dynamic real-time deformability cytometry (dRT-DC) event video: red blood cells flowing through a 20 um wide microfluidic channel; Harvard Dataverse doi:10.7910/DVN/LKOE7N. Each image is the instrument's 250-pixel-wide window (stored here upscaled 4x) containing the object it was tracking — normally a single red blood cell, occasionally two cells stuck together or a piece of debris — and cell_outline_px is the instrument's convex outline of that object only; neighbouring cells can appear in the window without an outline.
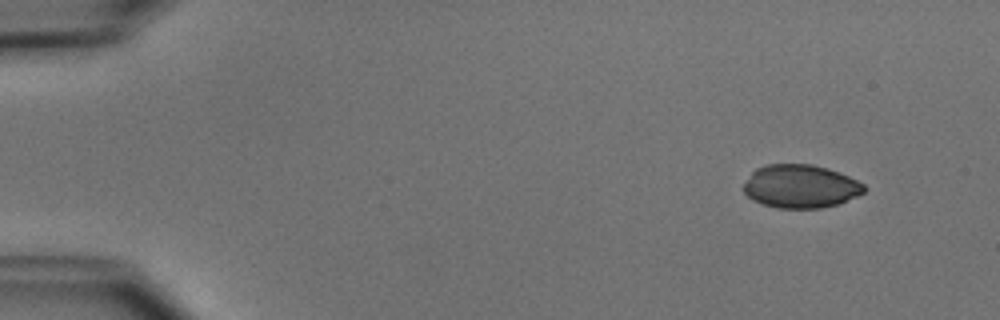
{"species": "common noctule bat (a hibernating species)", "species_latin": "Nyctalus noctula", "temperature_condition": "cold", "stored_images_in_passage": 48, "camera_frame_rate_fps": 3000, "um_per_image_px": 0.085, "animal": {"sex": "male", "body_mass_g": 15.6}, "frame": {"image": 1, "passage_image": 1, "time_ms": 0.0, "image_size_px": [1000, 320], "cell_outline_px": [[864, 192], [856, 196], [836, 204], [820, 208], [776, 208], [760, 204], [752, 200], [744, 192], [744, 184], [752, 172], [756, 168], [764, 164], [812, 164], [828, 168], [840, 172], [864, 184]], "centroid_in_image_um": [68.01, 15.83], "position_along_channel_um": 17.0, "area_um2": 30.4}}
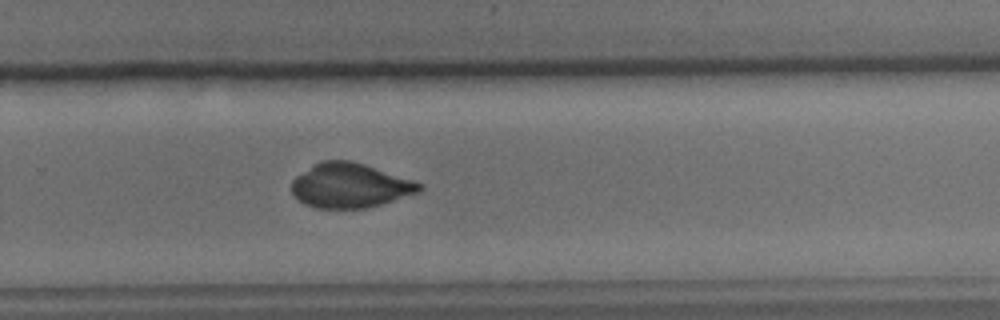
{"frame": {"image": 2, "passage_image": 31, "time_ms": 10.0, "image_size_px": [1000, 320], "cell_outline_px": [[424, 188], [420, 192], [380, 204], [364, 208], [316, 208], [304, 204], [292, 192], [292, 180], [296, 176], [312, 164], [320, 160], [352, 160], [424, 184]], "centroid_in_image_um": [29.74, 15.76], "position_along_channel_um": 300.1, "area_um2": 33.06}}
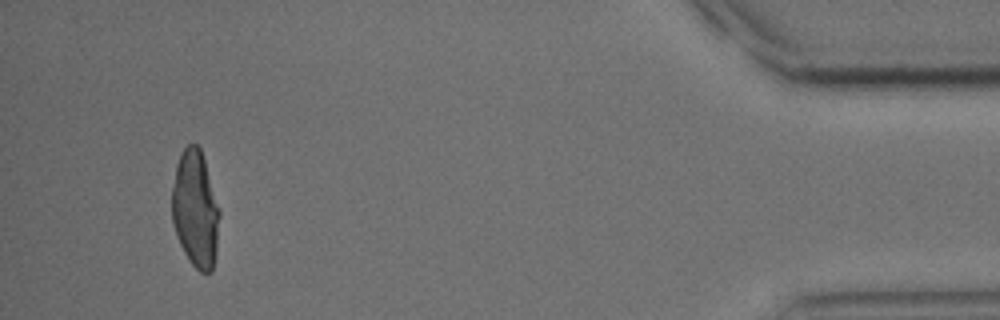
{"frame": {"image": 3, "passage_image": 45, "time_ms": 14.667, "image_size_px": [1000, 320], "cell_outline_px": [[220, 216], [216, 252], [212, 272], [200, 272], [192, 264], [184, 252], [176, 236], [172, 224], [172, 188], [176, 164], [180, 152], [188, 144], [196, 144], [200, 148], [204, 160], [220, 212]], "centroid_in_image_um": [16.59, 17.79], "position_along_channel_um": 418.6, "area_um2": 32.37}}